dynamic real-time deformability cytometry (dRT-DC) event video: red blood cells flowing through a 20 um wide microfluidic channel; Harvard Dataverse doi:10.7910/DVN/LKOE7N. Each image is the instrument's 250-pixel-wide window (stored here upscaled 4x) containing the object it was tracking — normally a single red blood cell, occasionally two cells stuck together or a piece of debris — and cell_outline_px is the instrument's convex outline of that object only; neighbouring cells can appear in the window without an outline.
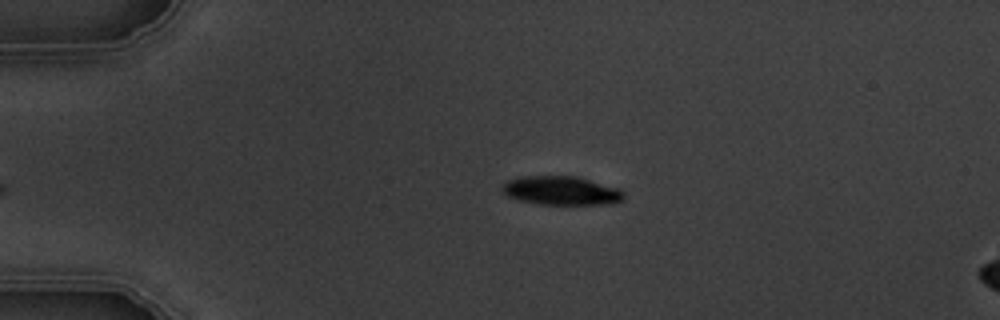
{"species": "common noctule bat (a hibernating species)", "species_latin": "Nyctalus noctula", "temperature_condition": "warm", "stored_images_in_passage": 3, "camera_frame_rate_fps": 3000, "um_per_image_px": 0.085, "animal": {"sex": "male", "body_mass_g": 19.5, "forearm_length_mm": 54.6}, "frame": {"image": 1, "passage_image": 3, "time_ms": 2.333, "image_size_px": [1000, 320], "cell_outline_px": [[624, 200], [612, 204], [540, 204], [520, 200], [508, 196], [500, 188], [508, 180], [520, 176], [576, 176], [620, 188], [624, 192]], "centroid_in_image_um": [47.75, 16.2], "position_along_channel_um": 37.3, "area_um2": 20.46}}